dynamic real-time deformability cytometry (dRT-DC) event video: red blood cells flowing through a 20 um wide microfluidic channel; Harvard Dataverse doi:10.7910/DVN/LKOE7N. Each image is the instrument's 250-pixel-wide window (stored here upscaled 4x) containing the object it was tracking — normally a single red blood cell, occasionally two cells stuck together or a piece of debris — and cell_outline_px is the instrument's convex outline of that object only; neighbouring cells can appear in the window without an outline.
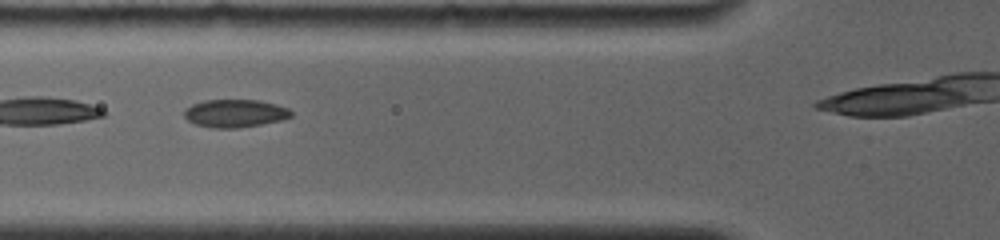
{"species": "common noctule bat (a hibernating species)", "species_latin": "Nyctalus noctula", "temperature_condition": "room temperature", "stored_images_in_passage": 40, "camera_frame_rate_fps": 4000, "um_per_image_px": 0.085, "animal": {"sex": "female", "body_mass_g": 19.0, "forearm_length_mm": 56.7}, "frame": {"image": 1, "passage_image": 8, "time_ms": 1.5, "image_size_px": [1000, 240], "cell_outline_px": [[292, 116], [280, 120], [260, 124], [236, 128], [212, 128], [196, 124], [188, 120], [184, 116], [184, 108], [192, 104], [204, 100], [260, 100], [276, 104], [288, 108], [292, 112]], "centroid_in_image_um": [19.95, 9.62], "position_along_channel_um": 105.8, "area_um2": 17.34}}
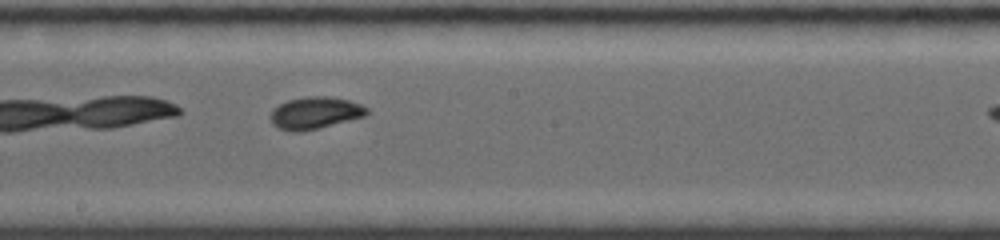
{"frame": {"image": 2, "passage_image": 20, "time_ms": 4.5, "image_size_px": [1000, 240], "cell_outline_px": [[368, 112], [364, 116], [320, 128], [300, 132], [292, 132], [280, 128], [272, 124], [272, 112], [280, 104], [288, 100], [308, 96], [328, 96], [348, 100], [360, 104], [368, 108]], "centroid_in_image_um": [26.8, 9.6], "position_along_channel_um": 221.4, "area_um2": 17.74}}
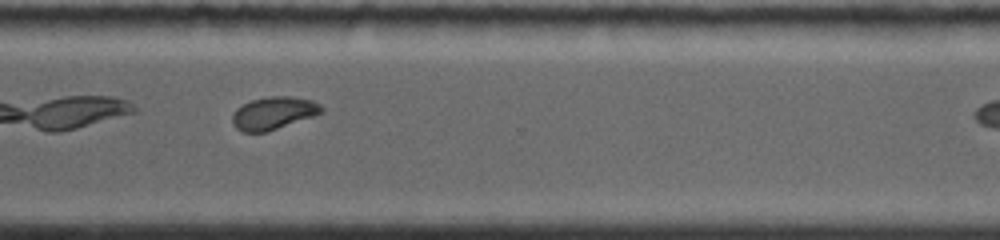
{"frame": {"image": 3, "passage_image": 35, "time_ms": 7.75, "image_size_px": [1000, 240], "cell_outline_px": [[324, 112], [316, 116], [268, 132], [244, 132], [236, 128], [232, 124], [232, 116], [236, 108], [252, 100], [268, 96], [292, 96], [312, 100], [320, 104], [324, 108]], "centroid_in_image_um": [23.29, 9.62], "position_along_channel_um": 347.3, "area_um2": 17.28}}